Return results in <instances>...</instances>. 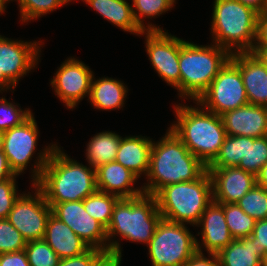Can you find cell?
<instances>
[{"mask_svg":"<svg viewBox=\"0 0 267 266\" xmlns=\"http://www.w3.org/2000/svg\"><path fill=\"white\" fill-rule=\"evenodd\" d=\"M58 144L44 147L31 166V185L47 203L84 200L97 191L96 169L70 158Z\"/></svg>","mask_w":267,"mask_h":266,"instance_id":"cell-1","label":"cell"},{"mask_svg":"<svg viewBox=\"0 0 267 266\" xmlns=\"http://www.w3.org/2000/svg\"><path fill=\"white\" fill-rule=\"evenodd\" d=\"M206 171L207 166L168 128L162 138L153 141L147 183L142 188L145 194L154 196L166 185L197 180Z\"/></svg>","mask_w":267,"mask_h":266,"instance_id":"cell-2","label":"cell"},{"mask_svg":"<svg viewBox=\"0 0 267 266\" xmlns=\"http://www.w3.org/2000/svg\"><path fill=\"white\" fill-rule=\"evenodd\" d=\"M194 103L196 106L176 103L173 108L177 120L169 128L208 167L218 156L226 132L221 116Z\"/></svg>","mask_w":267,"mask_h":266,"instance_id":"cell-3","label":"cell"},{"mask_svg":"<svg viewBox=\"0 0 267 266\" xmlns=\"http://www.w3.org/2000/svg\"><path fill=\"white\" fill-rule=\"evenodd\" d=\"M161 219L155 196L144 193L134 198H120L106 229L108 253L122 258L121 244L116 240L119 235L121 239L147 246Z\"/></svg>","mask_w":267,"mask_h":266,"instance_id":"cell-4","label":"cell"},{"mask_svg":"<svg viewBox=\"0 0 267 266\" xmlns=\"http://www.w3.org/2000/svg\"><path fill=\"white\" fill-rule=\"evenodd\" d=\"M258 15L237 0H214L210 25L212 43L230 54L253 52Z\"/></svg>","mask_w":267,"mask_h":266,"instance_id":"cell-5","label":"cell"},{"mask_svg":"<svg viewBox=\"0 0 267 266\" xmlns=\"http://www.w3.org/2000/svg\"><path fill=\"white\" fill-rule=\"evenodd\" d=\"M231 54L216 44L186 41L180 48V98L197 101L208 89Z\"/></svg>","mask_w":267,"mask_h":266,"instance_id":"cell-6","label":"cell"},{"mask_svg":"<svg viewBox=\"0 0 267 266\" xmlns=\"http://www.w3.org/2000/svg\"><path fill=\"white\" fill-rule=\"evenodd\" d=\"M154 196L163 219L194 227L213 201L210 174L207 170L197 180L166 185Z\"/></svg>","mask_w":267,"mask_h":266,"instance_id":"cell-7","label":"cell"},{"mask_svg":"<svg viewBox=\"0 0 267 266\" xmlns=\"http://www.w3.org/2000/svg\"><path fill=\"white\" fill-rule=\"evenodd\" d=\"M196 239L186 224L162 218L147 245L152 266H184L197 252Z\"/></svg>","mask_w":267,"mask_h":266,"instance_id":"cell-8","label":"cell"},{"mask_svg":"<svg viewBox=\"0 0 267 266\" xmlns=\"http://www.w3.org/2000/svg\"><path fill=\"white\" fill-rule=\"evenodd\" d=\"M43 45L42 40H12L0 35V93L13 91L19 80L37 67Z\"/></svg>","mask_w":267,"mask_h":266,"instance_id":"cell-9","label":"cell"},{"mask_svg":"<svg viewBox=\"0 0 267 266\" xmlns=\"http://www.w3.org/2000/svg\"><path fill=\"white\" fill-rule=\"evenodd\" d=\"M197 102L219 116L249 104L239 68L229 59Z\"/></svg>","mask_w":267,"mask_h":266,"instance_id":"cell-10","label":"cell"},{"mask_svg":"<svg viewBox=\"0 0 267 266\" xmlns=\"http://www.w3.org/2000/svg\"><path fill=\"white\" fill-rule=\"evenodd\" d=\"M145 48L153 69L168 85L178 91L180 98V48L186 40L165 30H145Z\"/></svg>","mask_w":267,"mask_h":266,"instance_id":"cell-11","label":"cell"},{"mask_svg":"<svg viewBox=\"0 0 267 266\" xmlns=\"http://www.w3.org/2000/svg\"><path fill=\"white\" fill-rule=\"evenodd\" d=\"M31 188L35 192H22L7 217L27 242L44 239L47 221L52 213L43 193L35 185Z\"/></svg>","mask_w":267,"mask_h":266,"instance_id":"cell-12","label":"cell"},{"mask_svg":"<svg viewBox=\"0 0 267 266\" xmlns=\"http://www.w3.org/2000/svg\"><path fill=\"white\" fill-rule=\"evenodd\" d=\"M93 75L88 65L71 56L60 64L50 85L58 99L73 110L83 98L89 96Z\"/></svg>","mask_w":267,"mask_h":266,"instance_id":"cell-13","label":"cell"},{"mask_svg":"<svg viewBox=\"0 0 267 266\" xmlns=\"http://www.w3.org/2000/svg\"><path fill=\"white\" fill-rule=\"evenodd\" d=\"M48 204L52 214L67 224L90 248L108 253L106 228L87 213L83 200Z\"/></svg>","mask_w":267,"mask_h":266,"instance_id":"cell-14","label":"cell"},{"mask_svg":"<svg viewBox=\"0 0 267 266\" xmlns=\"http://www.w3.org/2000/svg\"><path fill=\"white\" fill-rule=\"evenodd\" d=\"M39 133L34 113L20 125L3 132V152L16 175L25 173L37 152Z\"/></svg>","mask_w":267,"mask_h":266,"instance_id":"cell-15","label":"cell"},{"mask_svg":"<svg viewBox=\"0 0 267 266\" xmlns=\"http://www.w3.org/2000/svg\"><path fill=\"white\" fill-rule=\"evenodd\" d=\"M207 170L212 181L213 201L219 204L236 203L256 185V176L237 166Z\"/></svg>","mask_w":267,"mask_h":266,"instance_id":"cell-16","label":"cell"},{"mask_svg":"<svg viewBox=\"0 0 267 266\" xmlns=\"http://www.w3.org/2000/svg\"><path fill=\"white\" fill-rule=\"evenodd\" d=\"M239 68L249 104L267 107V64L254 52L231 54Z\"/></svg>","mask_w":267,"mask_h":266,"instance_id":"cell-17","label":"cell"},{"mask_svg":"<svg viewBox=\"0 0 267 266\" xmlns=\"http://www.w3.org/2000/svg\"><path fill=\"white\" fill-rule=\"evenodd\" d=\"M195 226L201 228L197 236H201L202 242L196 239L199 252L203 253L205 249L207 254H217L234 240L226 223L223 204L212 201Z\"/></svg>","mask_w":267,"mask_h":266,"instance_id":"cell-18","label":"cell"},{"mask_svg":"<svg viewBox=\"0 0 267 266\" xmlns=\"http://www.w3.org/2000/svg\"><path fill=\"white\" fill-rule=\"evenodd\" d=\"M226 135L259 138L267 135V107L247 104L221 115Z\"/></svg>","mask_w":267,"mask_h":266,"instance_id":"cell-19","label":"cell"},{"mask_svg":"<svg viewBox=\"0 0 267 266\" xmlns=\"http://www.w3.org/2000/svg\"><path fill=\"white\" fill-rule=\"evenodd\" d=\"M138 177L116 161L96 168L97 190L118 196L134 198L144 194L142 186L134 187Z\"/></svg>","mask_w":267,"mask_h":266,"instance_id":"cell-20","label":"cell"},{"mask_svg":"<svg viewBox=\"0 0 267 266\" xmlns=\"http://www.w3.org/2000/svg\"><path fill=\"white\" fill-rule=\"evenodd\" d=\"M44 240L60 259L78 256L90 247L63 221L50 214Z\"/></svg>","mask_w":267,"mask_h":266,"instance_id":"cell-21","label":"cell"},{"mask_svg":"<svg viewBox=\"0 0 267 266\" xmlns=\"http://www.w3.org/2000/svg\"><path fill=\"white\" fill-rule=\"evenodd\" d=\"M153 139L142 135L121 138L115 161L130 170L138 178L146 177Z\"/></svg>","mask_w":267,"mask_h":266,"instance_id":"cell-22","label":"cell"},{"mask_svg":"<svg viewBox=\"0 0 267 266\" xmlns=\"http://www.w3.org/2000/svg\"><path fill=\"white\" fill-rule=\"evenodd\" d=\"M128 91L127 86L121 80L108 76L95 79L93 75L87 100L97 110H119L125 104Z\"/></svg>","mask_w":267,"mask_h":266,"instance_id":"cell-23","label":"cell"},{"mask_svg":"<svg viewBox=\"0 0 267 266\" xmlns=\"http://www.w3.org/2000/svg\"><path fill=\"white\" fill-rule=\"evenodd\" d=\"M95 12L124 32L140 36L143 30L134 19L132 5L126 0H82Z\"/></svg>","mask_w":267,"mask_h":266,"instance_id":"cell-24","label":"cell"},{"mask_svg":"<svg viewBox=\"0 0 267 266\" xmlns=\"http://www.w3.org/2000/svg\"><path fill=\"white\" fill-rule=\"evenodd\" d=\"M220 266H262L265 249L250 237L234 239L217 253Z\"/></svg>","mask_w":267,"mask_h":266,"instance_id":"cell-25","label":"cell"},{"mask_svg":"<svg viewBox=\"0 0 267 266\" xmlns=\"http://www.w3.org/2000/svg\"><path fill=\"white\" fill-rule=\"evenodd\" d=\"M122 136L114 131H102L94 135L87 143L85 157L90 167L96 169L101 165L115 161Z\"/></svg>","mask_w":267,"mask_h":266,"instance_id":"cell-26","label":"cell"},{"mask_svg":"<svg viewBox=\"0 0 267 266\" xmlns=\"http://www.w3.org/2000/svg\"><path fill=\"white\" fill-rule=\"evenodd\" d=\"M132 3L135 22L143 31L163 30L160 26H155L150 22L144 24V21L165 14L175 6L176 0H132Z\"/></svg>","mask_w":267,"mask_h":266,"instance_id":"cell-27","label":"cell"},{"mask_svg":"<svg viewBox=\"0 0 267 266\" xmlns=\"http://www.w3.org/2000/svg\"><path fill=\"white\" fill-rule=\"evenodd\" d=\"M247 151L246 136L226 135L220 152L207 168H224L238 166Z\"/></svg>","mask_w":267,"mask_h":266,"instance_id":"cell-28","label":"cell"},{"mask_svg":"<svg viewBox=\"0 0 267 266\" xmlns=\"http://www.w3.org/2000/svg\"><path fill=\"white\" fill-rule=\"evenodd\" d=\"M119 199L118 196L97 190L83 200L84 209L107 229L112 219L114 206Z\"/></svg>","mask_w":267,"mask_h":266,"instance_id":"cell-29","label":"cell"},{"mask_svg":"<svg viewBox=\"0 0 267 266\" xmlns=\"http://www.w3.org/2000/svg\"><path fill=\"white\" fill-rule=\"evenodd\" d=\"M223 210L229 232L234 239L249 237L256 220L246 214L236 203L223 204Z\"/></svg>","mask_w":267,"mask_h":266,"instance_id":"cell-30","label":"cell"},{"mask_svg":"<svg viewBox=\"0 0 267 266\" xmlns=\"http://www.w3.org/2000/svg\"><path fill=\"white\" fill-rule=\"evenodd\" d=\"M267 162V135L259 138L247 137V151L238 168L255 176L260 168Z\"/></svg>","mask_w":267,"mask_h":266,"instance_id":"cell-31","label":"cell"},{"mask_svg":"<svg viewBox=\"0 0 267 266\" xmlns=\"http://www.w3.org/2000/svg\"><path fill=\"white\" fill-rule=\"evenodd\" d=\"M67 3V0H18L20 21L23 24L39 19Z\"/></svg>","mask_w":267,"mask_h":266,"instance_id":"cell-32","label":"cell"},{"mask_svg":"<svg viewBox=\"0 0 267 266\" xmlns=\"http://www.w3.org/2000/svg\"><path fill=\"white\" fill-rule=\"evenodd\" d=\"M236 204L257 220L267 219V190L255 185Z\"/></svg>","mask_w":267,"mask_h":266,"instance_id":"cell-33","label":"cell"},{"mask_svg":"<svg viewBox=\"0 0 267 266\" xmlns=\"http://www.w3.org/2000/svg\"><path fill=\"white\" fill-rule=\"evenodd\" d=\"M25 252L30 266H58L60 261L44 239L27 242Z\"/></svg>","mask_w":267,"mask_h":266,"instance_id":"cell-34","label":"cell"},{"mask_svg":"<svg viewBox=\"0 0 267 266\" xmlns=\"http://www.w3.org/2000/svg\"><path fill=\"white\" fill-rule=\"evenodd\" d=\"M31 111L29 108L23 110L15 102L8 101L5 96L0 97V132L20 125L32 114Z\"/></svg>","mask_w":267,"mask_h":266,"instance_id":"cell-35","label":"cell"},{"mask_svg":"<svg viewBox=\"0 0 267 266\" xmlns=\"http://www.w3.org/2000/svg\"><path fill=\"white\" fill-rule=\"evenodd\" d=\"M27 241L7 220L0 219V254L25 250Z\"/></svg>","mask_w":267,"mask_h":266,"instance_id":"cell-36","label":"cell"},{"mask_svg":"<svg viewBox=\"0 0 267 266\" xmlns=\"http://www.w3.org/2000/svg\"><path fill=\"white\" fill-rule=\"evenodd\" d=\"M20 195L16 178L0 182V219H7L14 202Z\"/></svg>","mask_w":267,"mask_h":266,"instance_id":"cell-37","label":"cell"},{"mask_svg":"<svg viewBox=\"0 0 267 266\" xmlns=\"http://www.w3.org/2000/svg\"><path fill=\"white\" fill-rule=\"evenodd\" d=\"M105 254L103 250L89 248L81 255L60 259L58 266H94Z\"/></svg>","mask_w":267,"mask_h":266,"instance_id":"cell-38","label":"cell"},{"mask_svg":"<svg viewBox=\"0 0 267 266\" xmlns=\"http://www.w3.org/2000/svg\"><path fill=\"white\" fill-rule=\"evenodd\" d=\"M0 266H30L25 250L0 254Z\"/></svg>","mask_w":267,"mask_h":266,"instance_id":"cell-39","label":"cell"},{"mask_svg":"<svg viewBox=\"0 0 267 266\" xmlns=\"http://www.w3.org/2000/svg\"><path fill=\"white\" fill-rule=\"evenodd\" d=\"M256 244L265 249V257L267 256V219L257 220L252 234L249 236Z\"/></svg>","mask_w":267,"mask_h":266,"instance_id":"cell-40","label":"cell"},{"mask_svg":"<svg viewBox=\"0 0 267 266\" xmlns=\"http://www.w3.org/2000/svg\"><path fill=\"white\" fill-rule=\"evenodd\" d=\"M184 266H220L217 254L208 253V258L197 251Z\"/></svg>","mask_w":267,"mask_h":266,"instance_id":"cell-41","label":"cell"},{"mask_svg":"<svg viewBox=\"0 0 267 266\" xmlns=\"http://www.w3.org/2000/svg\"><path fill=\"white\" fill-rule=\"evenodd\" d=\"M18 175H16L8 162V159L4 152H0V182L5 181L10 178H17Z\"/></svg>","mask_w":267,"mask_h":266,"instance_id":"cell-42","label":"cell"},{"mask_svg":"<svg viewBox=\"0 0 267 266\" xmlns=\"http://www.w3.org/2000/svg\"><path fill=\"white\" fill-rule=\"evenodd\" d=\"M255 42H267V13L265 12L258 15Z\"/></svg>","mask_w":267,"mask_h":266,"instance_id":"cell-43","label":"cell"},{"mask_svg":"<svg viewBox=\"0 0 267 266\" xmlns=\"http://www.w3.org/2000/svg\"><path fill=\"white\" fill-rule=\"evenodd\" d=\"M122 258L106 253L94 266H120Z\"/></svg>","mask_w":267,"mask_h":266,"instance_id":"cell-44","label":"cell"},{"mask_svg":"<svg viewBox=\"0 0 267 266\" xmlns=\"http://www.w3.org/2000/svg\"><path fill=\"white\" fill-rule=\"evenodd\" d=\"M244 6H247L255 10L258 14L265 12V6L267 0H237Z\"/></svg>","mask_w":267,"mask_h":266,"instance_id":"cell-45","label":"cell"},{"mask_svg":"<svg viewBox=\"0 0 267 266\" xmlns=\"http://www.w3.org/2000/svg\"><path fill=\"white\" fill-rule=\"evenodd\" d=\"M256 185L267 190V162L260 168L256 175Z\"/></svg>","mask_w":267,"mask_h":266,"instance_id":"cell-46","label":"cell"},{"mask_svg":"<svg viewBox=\"0 0 267 266\" xmlns=\"http://www.w3.org/2000/svg\"><path fill=\"white\" fill-rule=\"evenodd\" d=\"M254 53H257L262 59H267V42H255Z\"/></svg>","mask_w":267,"mask_h":266,"instance_id":"cell-47","label":"cell"},{"mask_svg":"<svg viewBox=\"0 0 267 266\" xmlns=\"http://www.w3.org/2000/svg\"><path fill=\"white\" fill-rule=\"evenodd\" d=\"M10 1H17V4H18V0H0V6L6 10L7 8V5L8 3H10Z\"/></svg>","mask_w":267,"mask_h":266,"instance_id":"cell-48","label":"cell"},{"mask_svg":"<svg viewBox=\"0 0 267 266\" xmlns=\"http://www.w3.org/2000/svg\"><path fill=\"white\" fill-rule=\"evenodd\" d=\"M0 152H3V132H0Z\"/></svg>","mask_w":267,"mask_h":266,"instance_id":"cell-49","label":"cell"},{"mask_svg":"<svg viewBox=\"0 0 267 266\" xmlns=\"http://www.w3.org/2000/svg\"><path fill=\"white\" fill-rule=\"evenodd\" d=\"M262 266H267V256L262 259Z\"/></svg>","mask_w":267,"mask_h":266,"instance_id":"cell-50","label":"cell"},{"mask_svg":"<svg viewBox=\"0 0 267 266\" xmlns=\"http://www.w3.org/2000/svg\"><path fill=\"white\" fill-rule=\"evenodd\" d=\"M5 12V10L0 6V15H2Z\"/></svg>","mask_w":267,"mask_h":266,"instance_id":"cell-51","label":"cell"},{"mask_svg":"<svg viewBox=\"0 0 267 266\" xmlns=\"http://www.w3.org/2000/svg\"><path fill=\"white\" fill-rule=\"evenodd\" d=\"M265 13H267V2H266V6H265Z\"/></svg>","mask_w":267,"mask_h":266,"instance_id":"cell-52","label":"cell"}]
</instances>
